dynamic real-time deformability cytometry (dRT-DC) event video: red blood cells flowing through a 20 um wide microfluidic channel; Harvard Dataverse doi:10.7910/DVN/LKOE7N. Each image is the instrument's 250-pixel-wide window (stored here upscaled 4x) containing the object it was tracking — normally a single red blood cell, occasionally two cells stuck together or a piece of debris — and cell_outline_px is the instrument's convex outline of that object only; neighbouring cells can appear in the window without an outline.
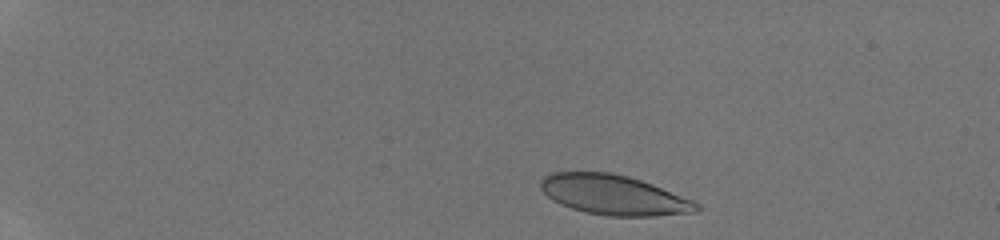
{"species": "human", "species_latin": "Homo sapiens", "temperature_condition": "room temperature", "stored_images_in_passage": 39, "camera_frame_rate_fps": 3000, "um_per_image_px": 0.085, "donor": {"sex": "male"}, "frame": {"image": 1, "passage_image": 3, "time_ms": 0.667, "image_size_px": [1000, 240], "cell_outline_px": [[700, 208], [696, 212], [652, 216], [608, 216], [584, 212], [560, 204], [552, 200], [540, 188], [540, 180], [544, 176], [552, 172], [612, 172], [628, 176], [652, 184], [692, 200], [700, 204]], "centroid_in_image_um": [52.14, 16.57], "position_along_channel_um": 32.9, "area_um2": 36.18}}
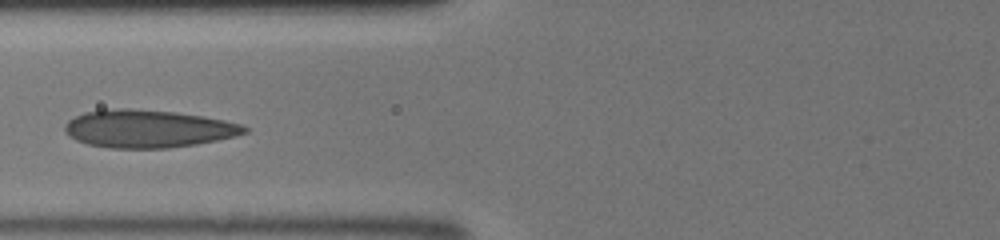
{"frame": {"image": 2, "passage_image": 15, "time_ms": 4.667, "image_size_px": [1000, 240], "cell_outline_px": [[248, 132], [236, 136], [196, 144], [168, 148], [112, 148], [88, 144], [76, 140], [64, 128], [64, 124], [68, 120], [84, 112], [104, 108], [128, 108], [176, 112], [204, 116], [244, 124], [248, 128]], "centroid_in_image_um": [12.61, 10.93], "position_along_channel_um": 113.2, "area_um2": 39.65}}
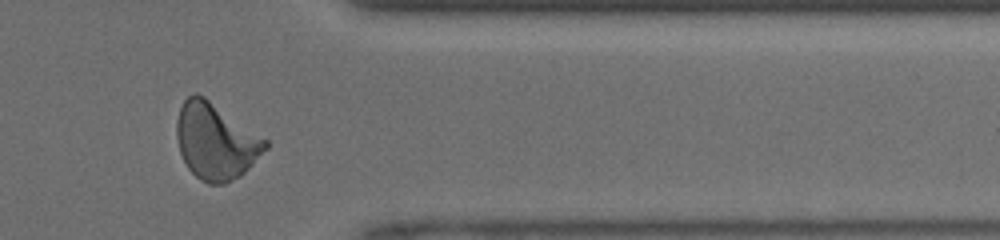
{"frame": {"image": 3, "passage_image": 33, "time_ms": 10.667, "image_size_px": [1000, 240], "cell_outline_px": [[268, 148], [240, 176], [224, 184], [208, 184], [200, 180], [188, 168], [180, 152], [176, 136], [176, 120], [180, 108], [184, 100], [192, 92], [196, 92], [204, 96], [268, 140]], "centroid_in_image_um": [18.32, 12.0], "position_along_channel_um": 393.1, "area_um2": 39.36}}